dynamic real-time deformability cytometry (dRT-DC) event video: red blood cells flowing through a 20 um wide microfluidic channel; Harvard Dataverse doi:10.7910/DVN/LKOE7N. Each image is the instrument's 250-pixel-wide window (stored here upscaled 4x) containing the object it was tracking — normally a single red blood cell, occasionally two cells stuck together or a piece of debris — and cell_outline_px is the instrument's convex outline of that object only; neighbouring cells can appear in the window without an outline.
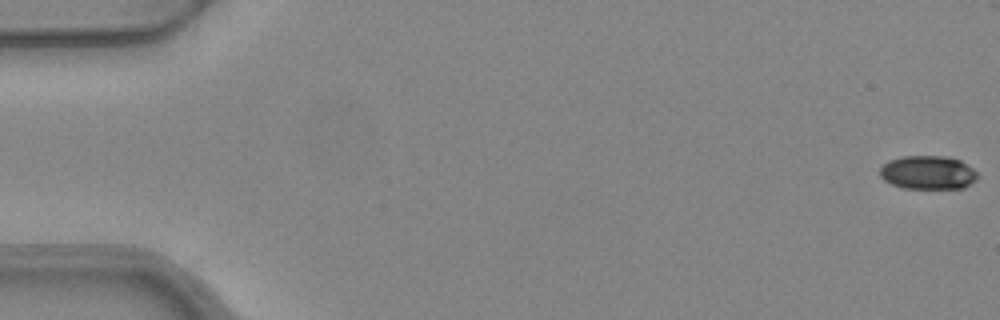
{"species": "common noctule bat (a hibernating species)", "species_latin": "Nyctalus noctula", "temperature_condition": "warm", "stored_images_in_passage": 8, "camera_frame_rate_fps": 3000, "um_per_image_px": 0.085, "animal": {"sex": "female", "body_mass_g": 24.6, "forearm_length_mm": 56.2}, "frame": {"image": 1, "passage_image": 1, "time_ms": 0.0, "image_size_px": [1000, 320], "cell_outline_px": [[976, 180], [964, 188], [904, 188], [892, 184], [884, 180], [880, 176], [880, 168], [888, 160], [900, 156], [944, 156], [960, 160], [972, 168], [976, 172]], "centroid_in_image_um": [78.85, 14.66], "position_along_channel_um": 6.2, "area_um2": 19.07}}